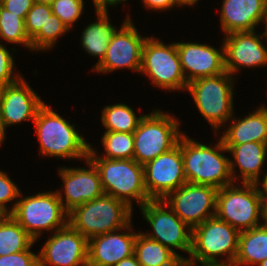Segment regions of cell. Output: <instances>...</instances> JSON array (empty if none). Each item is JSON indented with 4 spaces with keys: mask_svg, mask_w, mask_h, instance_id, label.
I'll return each instance as SVG.
<instances>
[{
    "mask_svg": "<svg viewBox=\"0 0 267 266\" xmlns=\"http://www.w3.org/2000/svg\"><path fill=\"white\" fill-rule=\"evenodd\" d=\"M224 146L234 158V161L232 159L229 161L233 182L236 183L238 177L235 171L236 166L240 169L242 183L257 184L260 182L262 168L265 165V160H267V144L247 142L244 144H224Z\"/></svg>",
    "mask_w": 267,
    "mask_h": 266,
    "instance_id": "22",
    "label": "cell"
},
{
    "mask_svg": "<svg viewBox=\"0 0 267 266\" xmlns=\"http://www.w3.org/2000/svg\"><path fill=\"white\" fill-rule=\"evenodd\" d=\"M0 38L7 43L22 44L32 50L31 41L25 30L24 19L20 14H13L2 7L0 16Z\"/></svg>",
    "mask_w": 267,
    "mask_h": 266,
    "instance_id": "30",
    "label": "cell"
},
{
    "mask_svg": "<svg viewBox=\"0 0 267 266\" xmlns=\"http://www.w3.org/2000/svg\"><path fill=\"white\" fill-rule=\"evenodd\" d=\"M38 254L39 266L88 265V239L69 224L56 230Z\"/></svg>",
    "mask_w": 267,
    "mask_h": 266,
    "instance_id": "15",
    "label": "cell"
},
{
    "mask_svg": "<svg viewBox=\"0 0 267 266\" xmlns=\"http://www.w3.org/2000/svg\"><path fill=\"white\" fill-rule=\"evenodd\" d=\"M258 266H267V259L263 260Z\"/></svg>",
    "mask_w": 267,
    "mask_h": 266,
    "instance_id": "48",
    "label": "cell"
},
{
    "mask_svg": "<svg viewBox=\"0 0 267 266\" xmlns=\"http://www.w3.org/2000/svg\"><path fill=\"white\" fill-rule=\"evenodd\" d=\"M14 62L12 53L0 43V86L2 88L15 83L22 77L19 73L13 74Z\"/></svg>",
    "mask_w": 267,
    "mask_h": 266,
    "instance_id": "34",
    "label": "cell"
},
{
    "mask_svg": "<svg viewBox=\"0 0 267 266\" xmlns=\"http://www.w3.org/2000/svg\"><path fill=\"white\" fill-rule=\"evenodd\" d=\"M22 196L20 192L19 200L9 209V214L35 241L44 230L55 232L68 224V213L56 191Z\"/></svg>",
    "mask_w": 267,
    "mask_h": 266,
    "instance_id": "5",
    "label": "cell"
},
{
    "mask_svg": "<svg viewBox=\"0 0 267 266\" xmlns=\"http://www.w3.org/2000/svg\"><path fill=\"white\" fill-rule=\"evenodd\" d=\"M217 192L218 189L212 186L185 183L163 201L183 222L194 228L216 215Z\"/></svg>",
    "mask_w": 267,
    "mask_h": 266,
    "instance_id": "12",
    "label": "cell"
},
{
    "mask_svg": "<svg viewBox=\"0 0 267 266\" xmlns=\"http://www.w3.org/2000/svg\"><path fill=\"white\" fill-rule=\"evenodd\" d=\"M20 190L10 177L0 170V215L9 214L7 203L18 200Z\"/></svg>",
    "mask_w": 267,
    "mask_h": 266,
    "instance_id": "35",
    "label": "cell"
},
{
    "mask_svg": "<svg viewBox=\"0 0 267 266\" xmlns=\"http://www.w3.org/2000/svg\"><path fill=\"white\" fill-rule=\"evenodd\" d=\"M2 7L13 14H20L25 19L26 14L34 5V0H0Z\"/></svg>",
    "mask_w": 267,
    "mask_h": 266,
    "instance_id": "37",
    "label": "cell"
},
{
    "mask_svg": "<svg viewBox=\"0 0 267 266\" xmlns=\"http://www.w3.org/2000/svg\"><path fill=\"white\" fill-rule=\"evenodd\" d=\"M140 73L163 90H187L176 43L166 44L159 38L147 37L142 48Z\"/></svg>",
    "mask_w": 267,
    "mask_h": 266,
    "instance_id": "10",
    "label": "cell"
},
{
    "mask_svg": "<svg viewBox=\"0 0 267 266\" xmlns=\"http://www.w3.org/2000/svg\"><path fill=\"white\" fill-rule=\"evenodd\" d=\"M196 265H197V262L189 260V259H184L181 262V266H196ZM199 266H231V265H228L225 263H200Z\"/></svg>",
    "mask_w": 267,
    "mask_h": 266,
    "instance_id": "41",
    "label": "cell"
},
{
    "mask_svg": "<svg viewBox=\"0 0 267 266\" xmlns=\"http://www.w3.org/2000/svg\"><path fill=\"white\" fill-rule=\"evenodd\" d=\"M199 0H175L177 7L181 6H194Z\"/></svg>",
    "mask_w": 267,
    "mask_h": 266,
    "instance_id": "43",
    "label": "cell"
},
{
    "mask_svg": "<svg viewBox=\"0 0 267 266\" xmlns=\"http://www.w3.org/2000/svg\"><path fill=\"white\" fill-rule=\"evenodd\" d=\"M109 42L105 57L93 69L99 73L128 68L140 72L142 48L147 37H142L127 15Z\"/></svg>",
    "mask_w": 267,
    "mask_h": 266,
    "instance_id": "14",
    "label": "cell"
},
{
    "mask_svg": "<svg viewBox=\"0 0 267 266\" xmlns=\"http://www.w3.org/2000/svg\"><path fill=\"white\" fill-rule=\"evenodd\" d=\"M54 0H34L35 3L51 5Z\"/></svg>",
    "mask_w": 267,
    "mask_h": 266,
    "instance_id": "46",
    "label": "cell"
},
{
    "mask_svg": "<svg viewBox=\"0 0 267 266\" xmlns=\"http://www.w3.org/2000/svg\"><path fill=\"white\" fill-rule=\"evenodd\" d=\"M88 158L97 168L104 194L124 201L130 208L132 201L139 207L151 201L144 183L143 165L134 159H106L90 147Z\"/></svg>",
    "mask_w": 267,
    "mask_h": 266,
    "instance_id": "3",
    "label": "cell"
},
{
    "mask_svg": "<svg viewBox=\"0 0 267 266\" xmlns=\"http://www.w3.org/2000/svg\"><path fill=\"white\" fill-rule=\"evenodd\" d=\"M176 117L161 110L143 114L134 136L133 159L141 165L175 147L184 132L179 131Z\"/></svg>",
    "mask_w": 267,
    "mask_h": 266,
    "instance_id": "9",
    "label": "cell"
},
{
    "mask_svg": "<svg viewBox=\"0 0 267 266\" xmlns=\"http://www.w3.org/2000/svg\"><path fill=\"white\" fill-rule=\"evenodd\" d=\"M114 266H140L135 254L130 257L124 258Z\"/></svg>",
    "mask_w": 267,
    "mask_h": 266,
    "instance_id": "40",
    "label": "cell"
},
{
    "mask_svg": "<svg viewBox=\"0 0 267 266\" xmlns=\"http://www.w3.org/2000/svg\"><path fill=\"white\" fill-rule=\"evenodd\" d=\"M144 7L149 8V10H168L175 7L177 4L175 0H141Z\"/></svg>",
    "mask_w": 267,
    "mask_h": 266,
    "instance_id": "38",
    "label": "cell"
},
{
    "mask_svg": "<svg viewBox=\"0 0 267 266\" xmlns=\"http://www.w3.org/2000/svg\"><path fill=\"white\" fill-rule=\"evenodd\" d=\"M44 104L22 77L13 84L2 88L0 111L5 127L35 120L38 109Z\"/></svg>",
    "mask_w": 267,
    "mask_h": 266,
    "instance_id": "20",
    "label": "cell"
},
{
    "mask_svg": "<svg viewBox=\"0 0 267 266\" xmlns=\"http://www.w3.org/2000/svg\"><path fill=\"white\" fill-rule=\"evenodd\" d=\"M98 21L84 28L81 36L82 47L91 56L98 57L100 63L105 57L109 42L117 28L109 22L108 10L95 9Z\"/></svg>",
    "mask_w": 267,
    "mask_h": 266,
    "instance_id": "24",
    "label": "cell"
},
{
    "mask_svg": "<svg viewBox=\"0 0 267 266\" xmlns=\"http://www.w3.org/2000/svg\"><path fill=\"white\" fill-rule=\"evenodd\" d=\"M84 161L89 168H67L64 166L58 168V175L64 183V185L62 184V189L65 197L62 195L61 190H57L56 193L67 213L77 206L97 199L104 194L97 168L89 158Z\"/></svg>",
    "mask_w": 267,
    "mask_h": 266,
    "instance_id": "16",
    "label": "cell"
},
{
    "mask_svg": "<svg viewBox=\"0 0 267 266\" xmlns=\"http://www.w3.org/2000/svg\"><path fill=\"white\" fill-rule=\"evenodd\" d=\"M134 254L140 266H181L182 259L173 250L137 233Z\"/></svg>",
    "mask_w": 267,
    "mask_h": 266,
    "instance_id": "26",
    "label": "cell"
},
{
    "mask_svg": "<svg viewBox=\"0 0 267 266\" xmlns=\"http://www.w3.org/2000/svg\"><path fill=\"white\" fill-rule=\"evenodd\" d=\"M265 24V32H263L265 40L267 41V18L263 22ZM267 44V43H266Z\"/></svg>",
    "mask_w": 267,
    "mask_h": 266,
    "instance_id": "47",
    "label": "cell"
},
{
    "mask_svg": "<svg viewBox=\"0 0 267 266\" xmlns=\"http://www.w3.org/2000/svg\"><path fill=\"white\" fill-rule=\"evenodd\" d=\"M264 204V212H263V223L267 226V203Z\"/></svg>",
    "mask_w": 267,
    "mask_h": 266,
    "instance_id": "45",
    "label": "cell"
},
{
    "mask_svg": "<svg viewBox=\"0 0 267 266\" xmlns=\"http://www.w3.org/2000/svg\"><path fill=\"white\" fill-rule=\"evenodd\" d=\"M40 143V154L44 157L70 159L88 158L91 144L58 113L45 103L38 109L33 121Z\"/></svg>",
    "mask_w": 267,
    "mask_h": 266,
    "instance_id": "2",
    "label": "cell"
},
{
    "mask_svg": "<svg viewBox=\"0 0 267 266\" xmlns=\"http://www.w3.org/2000/svg\"><path fill=\"white\" fill-rule=\"evenodd\" d=\"M267 259V226H260L240 232L238 251L232 266L258 265Z\"/></svg>",
    "mask_w": 267,
    "mask_h": 266,
    "instance_id": "25",
    "label": "cell"
},
{
    "mask_svg": "<svg viewBox=\"0 0 267 266\" xmlns=\"http://www.w3.org/2000/svg\"><path fill=\"white\" fill-rule=\"evenodd\" d=\"M240 231L216 215L192 228L191 258L197 263H225L233 265L238 251ZM226 256L225 260L217 258ZM228 256V257H227Z\"/></svg>",
    "mask_w": 267,
    "mask_h": 266,
    "instance_id": "6",
    "label": "cell"
},
{
    "mask_svg": "<svg viewBox=\"0 0 267 266\" xmlns=\"http://www.w3.org/2000/svg\"><path fill=\"white\" fill-rule=\"evenodd\" d=\"M127 0H93L95 9H105L107 10V6H116L118 3H125Z\"/></svg>",
    "mask_w": 267,
    "mask_h": 266,
    "instance_id": "39",
    "label": "cell"
},
{
    "mask_svg": "<svg viewBox=\"0 0 267 266\" xmlns=\"http://www.w3.org/2000/svg\"><path fill=\"white\" fill-rule=\"evenodd\" d=\"M144 183L151 200H163L187 183L184 175L181 138L171 150L143 165Z\"/></svg>",
    "mask_w": 267,
    "mask_h": 266,
    "instance_id": "13",
    "label": "cell"
},
{
    "mask_svg": "<svg viewBox=\"0 0 267 266\" xmlns=\"http://www.w3.org/2000/svg\"><path fill=\"white\" fill-rule=\"evenodd\" d=\"M140 210L153 230V233L146 232L144 235L173 250L182 260L186 259L174 248L190 254L192 228L183 222L163 200L146 202Z\"/></svg>",
    "mask_w": 267,
    "mask_h": 266,
    "instance_id": "11",
    "label": "cell"
},
{
    "mask_svg": "<svg viewBox=\"0 0 267 266\" xmlns=\"http://www.w3.org/2000/svg\"><path fill=\"white\" fill-rule=\"evenodd\" d=\"M5 131H6V127L4 125L3 118L1 116V111H0V145L2 144L3 140L6 137Z\"/></svg>",
    "mask_w": 267,
    "mask_h": 266,
    "instance_id": "44",
    "label": "cell"
},
{
    "mask_svg": "<svg viewBox=\"0 0 267 266\" xmlns=\"http://www.w3.org/2000/svg\"><path fill=\"white\" fill-rule=\"evenodd\" d=\"M132 208L110 195L77 206L68 213V224L88 240L125 227L132 219Z\"/></svg>",
    "mask_w": 267,
    "mask_h": 266,
    "instance_id": "4",
    "label": "cell"
},
{
    "mask_svg": "<svg viewBox=\"0 0 267 266\" xmlns=\"http://www.w3.org/2000/svg\"><path fill=\"white\" fill-rule=\"evenodd\" d=\"M234 77L227 71L188 83L186 91L193 97L199 113L215 131L233 116Z\"/></svg>",
    "mask_w": 267,
    "mask_h": 266,
    "instance_id": "8",
    "label": "cell"
},
{
    "mask_svg": "<svg viewBox=\"0 0 267 266\" xmlns=\"http://www.w3.org/2000/svg\"><path fill=\"white\" fill-rule=\"evenodd\" d=\"M105 155H99L106 159H133L134 136L133 133L105 131L102 136Z\"/></svg>",
    "mask_w": 267,
    "mask_h": 266,
    "instance_id": "29",
    "label": "cell"
},
{
    "mask_svg": "<svg viewBox=\"0 0 267 266\" xmlns=\"http://www.w3.org/2000/svg\"><path fill=\"white\" fill-rule=\"evenodd\" d=\"M225 70L231 75L240 68H253L267 65V48L262 37L255 31L232 32L225 35Z\"/></svg>",
    "mask_w": 267,
    "mask_h": 266,
    "instance_id": "17",
    "label": "cell"
},
{
    "mask_svg": "<svg viewBox=\"0 0 267 266\" xmlns=\"http://www.w3.org/2000/svg\"><path fill=\"white\" fill-rule=\"evenodd\" d=\"M101 115L105 131L125 133H133L143 117V115L137 117L135 111L124 103L105 106Z\"/></svg>",
    "mask_w": 267,
    "mask_h": 266,
    "instance_id": "28",
    "label": "cell"
},
{
    "mask_svg": "<svg viewBox=\"0 0 267 266\" xmlns=\"http://www.w3.org/2000/svg\"><path fill=\"white\" fill-rule=\"evenodd\" d=\"M52 14L51 5L34 3L24 19L25 30L30 41L40 32V30H45L48 18Z\"/></svg>",
    "mask_w": 267,
    "mask_h": 266,
    "instance_id": "32",
    "label": "cell"
},
{
    "mask_svg": "<svg viewBox=\"0 0 267 266\" xmlns=\"http://www.w3.org/2000/svg\"><path fill=\"white\" fill-rule=\"evenodd\" d=\"M176 45L187 83L226 71L223 43L220 50L205 43L177 42Z\"/></svg>",
    "mask_w": 267,
    "mask_h": 266,
    "instance_id": "18",
    "label": "cell"
},
{
    "mask_svg": "<svg viewBox=\"0 0 267 266\" xmlns=\"http://www.w3.org/2000/svg\"><path fill=\"white\" fill-rule=\"evenodd\" d=\"M35 242L10 214L0 215V256L25 251Z\"/></svg>",
    "mask_w": 267,
    "mask_h": 266,
    "instance_id": "27",
    "label": "cell"
},
{
    "mask_svg": "<svg viewBox=\"0 0 267 266\" xmlns=\"http://www.w3.org/2000/svg\"><path fill=\"white\" fill-rule=\"evenodd\" d=\"M223 141L214 146L196 142L185 133L181 136V154L187 183L208 185L217 189L233 184L230 174V158Z\"/></svg>",
    "mask_w": 267,
    "mask_h": 266,
    "instance_id": "1",
    "label": "cell"
},
{
    "mask_svg": "<svg viewBox=\"0 0 267 266\" xmlns=\"http://www.w3.org/2000/svg\"><path fill=\"white\" fill-rule=\"evenodd\" d=\"M14 254L0 256V266H39L38 254L30 249Z\"/></svg>",
    "mask_w": 267,
    "mask_h": 266,
    "instance_id": "36",
    "label": "cell"
},
{
    "mask_svg": "<svg viewBox=\"0 0 267 266\" xmlns=\"http://www.w3.org/2000/svg\"><path fill=\"white\" fill-rule=\"evenodd\" d=\"M69 32V28L56 15H51L45 25V30L40 32L31 40V47L34 51L51 50L60 36Z\"/></svg>",
    "mask_w": 267,
    "mask_h": 266,
    "instance_id": "31",
    "label": "cell"
},
{
    "mask_svg": "<svg viewBox=\"0 0 267 266\" xmlns=\"http://www.w3.org/2000/svg\"><path fill=\"white\" fill-rule=\"evenodd\" d=\"M84 5V0H54L51 8L53 15L61 19L69 30H71L74 23L80 19Z\"/></svg>",
    "mask_w": 267,
    "mask_h": 266,
    "instance_id": "33",
    "label": "cell"
},
{
    "mask_svg": "<svg viewBox=\"0 0 267 266\" xmlns=\"http://www.w3.org/2000/svg\"><path fill=\"white\" fill-rule=\"evenodd\" d=\"M236 183L218 189L216 216L241 231L260 226L264 204L258 184ZM260 218V219H259Z\"/></svg>",
    "mask_w": 267,
    "mask_h": 266,
    "instance_id": "7",
    "label": "cell"
},
{
    "mask_svg": "<svg viewBox=\"0 0 267 266\" xmlns=\"http://www.w3.org/2000/svg\"><path fill=\"white\" fill-rule=\"evenodd\" d=\"M131 221L120 230L111 231L88 240L89 266H114L134 254L136 232ZM125 230L123 233L118 231ZM117 232V233H116Z\"/></svg>",
    "mask_w": 267,
    "mask_h": 266,
    "instance_id": "19",
    "label": "cell"
},
{
    "mask_svg": "<svg viewBox=\"0 0 267 266\" xmlns=\"http://www.w3.org/2000/svg\"><path fill=\"white\" fill-rule=\"evenodd\" d=\"M267 18V0H223L220 25L224 35L232 32L255 31Z\"/></svg>",
    "mask_w": 267,
    "mask_h": 266,
    "instance_id": "21",
    "label": "cell"
},
{
    "mask_svg": "<svg viewBox=\"0 0 267 266\" xmlns=\"http://www.w3.org/2000/svg\"><path fill=\"white\" fill-rule=\"evenodd\" d=\"M266 174L263 176L262 178V182H258L257 184H261V186L259 187L260 192H261V197L263 199V203H267V171L265 172Z\"/></svg>",
    "mask_w": 267,
    "mask_h": 266,
    "instance_id": "42",
    "label": "cell"
},
{
    "mask_svg": "<svg viewBox=\"0 0 267 266\" xmlns=\"http://www.w3.org/2000/svg\"><path fill=\"white\" fill-rule=\"evenodd\" d=\"M230 119L232 124L220 137L223 144H244L260 142L267 144V107L260 106L244 118Z\"/></svg>",
    "mask_w": 267,
    "mask_h": 266,
    "instance_id": "23",
    "label": "cell"
}]
</instances>
